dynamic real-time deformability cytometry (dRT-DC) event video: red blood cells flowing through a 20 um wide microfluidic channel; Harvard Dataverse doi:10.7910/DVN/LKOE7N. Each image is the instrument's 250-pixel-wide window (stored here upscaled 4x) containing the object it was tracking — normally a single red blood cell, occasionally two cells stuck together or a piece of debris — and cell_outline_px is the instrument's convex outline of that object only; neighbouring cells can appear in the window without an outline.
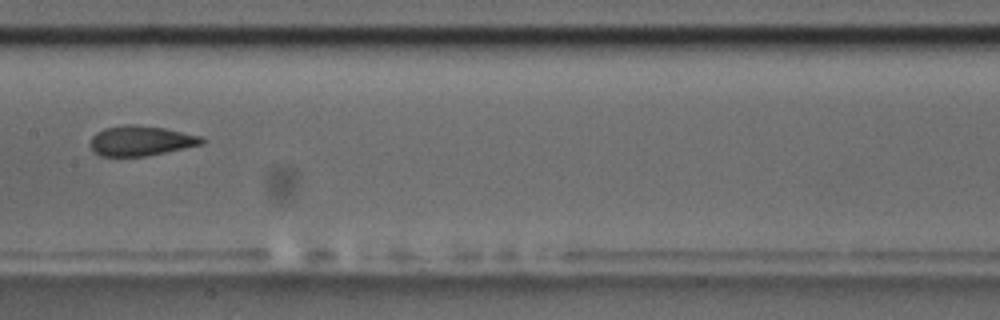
{"species": "common noctule bat (a hibernating species)", "species_latin": "Nyctalus noctula", "temperature_condition": "room temperature", "stored_images_in_passage": 8, "camera_frame_rate_fps": 3000, "um_per_image_px": 0.085, "animal": {"sex": "male", "body_mass_g": 17.5, "forearm_length_mm": 52.3}, "frame": {"image": 1, "passage_image": 8, "time_ms": 8.0, "image_size_px": [1000, 320], "cell_outline_px": [[208, 140], [204, 144], [148, 156], [100, 156], [92, 152], [88, 144], [92, 136], [96, 132], [104, 128], [124, 124], [136, 124], [164, 128], [200, 136]], "centroid_in_image_um": [11.94, 11.97], "position_along_channel_um": 195.5, "area_um2": 19.88}}